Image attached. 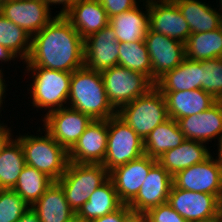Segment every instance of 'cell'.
Instances as JSON below:
<instances>
[{"mask_svg":"<svg viewBox=\"0 0 222 222\" xmlns=\"http://www.w3.org/2000/svg\"><path fill=\"white\" fill-rule=\"evenodd\" d=\"M50 8L53 4H62V10L56 15H65L79 0H43Z\"/></svg>","mask_w":222,"mask_h":222,"instance_id":"cell-39","label":"cell"},{"mask_svg":"<svg viewBox=\"0 0 222 222\" xmlns=\"http://www.w3.org/2000/svg\"><path fill=\"white\" fill-rule=\"evenodd\" d=\"M201 89L222 101V58L201 61Z\"/></svg>","mask_w":222,"mask_h":222,"instance_id":"cell-34","label":"cell"},{"mask_svg":"<svg viewBox=\"0 0 222 222\" xmlns=\"http://www.w3.org/2000/svg\"><path fill=\"white\" fill-rule=\"evenodd\" d=\"M46 133L41 135H19L16 139L23 149L26 165L46 174L57 182L65 173L69 163L68 151L58 144L52 136Z\"/></svg>","mask_w":222,"mask_h":222,"instance_id":"cell-3","label":"cell"},{"mask_svg":"<svg viewBox=\"0 0 222 222\" xmlns=\"http://www.w3.org/2000/svg\"><path fill=\"white\" fill-rule=\"evenodd\" d=\"M211 156L204 143L186 139L181 145L165 152L157 159L171 175L175 176L192 165L204 162Z\"/></svg>","mask_w":222,"mask_h":222,"instance_id":"cell-25","label":"cell"},{"mask_svg":"<svg viewBox=\"0 0 222 222\" xmlns=\"http://www.w3.org/2000/svg\"><path fill=\"white\" fill-rule=\"evenodd\" d=\"M173 184L182 190L215 195L222 202V166L211 155L173 176Z\"/></svg>","mask_w":222,"mask_h":222,"instance_id":"cell-10","label":"cell"},{"mask_svg":"<svg viewBox=\"0 0 222 222\" xmlns=\"http://www.w3.org/2000/svg\"><path fill=\"white\" fill-rule=\"evenodd\" d=\"M16 222H40L37 213L30 207Z\"/></svg>","mask_w":222,"mask_h":222,"instance_id":"cell-40","label":"cell"},{"mask_svg":"<svg viewBox=\"0 0 222 222\" xmlns=\"http://www.w3.org/2000/svg\"><path fill=\"white\" fill-rule=\"evenodd\" d=\"M149 29L176 39L184 44L191 34L188 22L184 19L173 0H158L148 6Z\"/></svg>","mask_w":222,"mask_h":222,"instance_id":"cell-18","label":"cell"},{"mask_svg":"<svg viewBox=\"0 0 222 222\" xmlns=\"http://www.w3.org/2000/svg\"><path fill=\"white\" fill-rule=\"evenodd\" d=\"M100 73L107 99L116 111L123 105L145 95L155 86L145 75L120 65Z\"/></svg>","mask_w":222,"mask_h":222,"instance_id":"cell-8","label":"cell"},{"mask_svg":"<svg viewBox=\"0 0 222 222\" xmlns=\"http://www.w3.org/2000/svg\"><path fill=\"white\" fill-rule=\"evenodd\" d=\"M117 115L144 141L168 117L165 96L154 86L145 95L123 105Z\"/></svg>","mask_w":222,"mask_h":222,"instance_id":"cell-5","label":"cell"},{"mask_svg":"<svg viewBox=\"0 0 222 222\" xmlns=\"http://www.w3.org/2000/svg\"><path fill=\"white\" fill-rule=\"evenodd\" d=\"M218 222H222V211L219 213V221Z\"/></svg>","mask_w":222,"mask_h":222,"instance_id":"cell-50","label":"cell"},{"mask_svg":"<svg viewBox=\"0 0 222 222\" xmlns=\"http://www.w3.org/2000/svg\"><path fill=\"white\" fill-rule=\"evenodd\" d=\"M166 99L168 117L174 120L208 110L217 100L202 89L161 92Z\"/></svg>","mask_w":222,"mask_h":222,"instance_id":"cell-21","label":"cell"},{"mask_svg":"<svg viewBox=\"0 0 222 222\" xmlns=\"http://www.w3.org/2000/svg\"><path fill=\"white\" fill-rule=\"evenodd\" d=\"M219 221V214L214 217H210L207 219H201V220H196V221H191V222H218Z\"/></svg>","mask_w":222,"mask_h":222,"instance_id":"cell-45","label":"cell"},{"mask_svg":"<svg viewBox=\"0 0 222 222\" xmlns=\"http://www.w3.org/2000/svg\"><path fill=\"white\" fill-rule=\"evenodd\" d=\"M172 185V175L159 162H156L128 207L133 212L146 213L153 207L165 204L168 202Z\"/></svg>","mask_w":222,"mask_h":222,"instance_id":"cell-14","label":"cell"},{"mask_svg":"<svg viewBox=\"0 0 222 222\" xmlns=\"http://www.w3.org/2000/svg\"><path fill=\"white\" fill-rule=\"evenodd\" d=\"M4 74H3V71H2V69H0V109H1V106L3 105V99H4V93H6V86L7 85H5L6 83H4V82H6L5 81V79H3V76Z\"/></svg>","mask_w":222,"mask_h":222,"instance_id":"cell-43","label":"cell"},{"mask_svg":"<svg viewBox=\"0 0 222 222\" xmlns=\"http://www.w3.org/2000/svg\"><path fill=\"white\" fill-rule=\"evenodd\" d=\"M119 42L108 24L102 30L84 39V66L102 72L118 65Z\"/></svg>","mask_w":222,"mask_h":222,"instance_id":"cell-13","label":"cell"},{"mask_svg":"<svg viewBox=\"0 0 222 222\" xmlns=\"http://www.w3.org/2000/svg\"><path fill=\"white\" fill-rule=\"evenodd\" d=\"M64 16L83 39L109 24V18L99 0H79Z\"/></svg>","mask_w":222,"mask_h":222,"instance_id":"cell-20","label":"cell"},{"mask_svg":"<svg viewBox=\"0 0 222 222\" xmlns=\"http://www.w3.org/2000/svg\"><path fill=\"white\" fill-rule=\"evenodd\" d=\"M50 10L43 0H11L2 3L1 14L32 37L54 18Z\"/></svg>","mask_w":222,"mask_h":222,"instance_id":"cell-15","label":"cell"},{"mask_svg":"<svg viewBox=\"0 0 222 222\" xmlns=\"http://www.w3.org/2000/svg\"><path fill=\"white\" fill-rule=\"evenodd\" d=\"M106 11L108 18L136 7L139 3L135 0H99Z\"/></svg>","mask_w":222,"mask_h":222,"instance_id":"cell-37","label":"cell"},{"mask_svg":"<svg viewBox=\"0 0 222 222\" xmlns=\"http://www.w3.org/2000/svg\"><path fill=\"white\" fill-rule=\"evenodd\" d=\"M92 120L87 114L65 107L47 113L42 121L52 138L69 151Z\"/></svg>","mask_w":222,"mask_h":222,"instance_id":"cell-11","label":"cell"},{"mask_svg":"<svg viewBox=\"0 0 222 222\" xmlns=\"http://www.w3.org/2000/svg\"><path fill=\"white\" fill-rule=\"evenodd\" d=\"M185 140L186 138L179 129L177 121L168 118L146 137L144 151L151 158L158 159L168 150L181 145Z\"/></svg>","mask_w":222,"mask_h":222,"instance_id":"cell-29","label":"cell"},{"mask_svg":"<svg viewBox=\"0 0 222 222\" xmlns=\"http://www.w3.org/2000/svg\"><path fill=\"white\" fill-rule=\"evenodd\" d=\"M155 87L160 92L201 89V61L185 58L179 66L162 76Z\"/></svg>","mask_w":222,"mask_h":222,"instance_id":"cell-28","label":"cell"},{"mask_svg":"<svg viewBox=\"0 0 222 222\" xmlns=\"http://www.w3.org/2000/svg\"><path fill=\"white\" fill-rule=\"evenodd\" d=\"M26 68L27 72L31 71L34 79L29 88L32 106L45 110L48 108L46 114L67 107L64 105L68 102L72 72L42 67Z\"/></svg>","mask_w":222,"mask_h":222,"instance_id":"cell-6","label":"cell"},{"mask_svg":"<svg viewBox=\"0 0 222 222\" xmlns=\"http://www.w3.org/2000/svg\"><path fill=\"white\" fill-rule=\"evenodd\" d=\"M138 6L109 18L119 43L144 41L149 29V10L146 4L143 5L146 11H141Z\"/></svg>","mask_w":222,"mask_h":222,"instance_id":"cell-23","label":"cell"},{"mask_svg":"<svg viewBox=\"0 0 222 222\" xmlns=\"http://www.w3.org/2000/svg\"><path fill=\"white\" fill-rule=\"evenodd\" d=\"M54 183L46 174L26 165L19 175L13 190L30 206Z\"/></svg>","mask_w":222,"mask_h":222,"instance_id":"cell-31","label":"cell"},{"mask_svg":"<svg viewBox=\"0 0 222 222\" xmlns=\"http://www.w3.org/2000/svg\"><path fill=\"white\" fill-rule=\"evenodd\" d=\"M139 1H141V0H139ZM144 1V0H143ZM146 2H144L143 3V5L146 3V5H151V4H153L155 1H158V0H145ZM135 2H137L136 0H135Z\"/></svg>","mask_w":222,"mask_h":222,"instance_id":"cell-47","label":"cell"},{"mask_svg":"<svg viewBox=\"0 0 222 222\" xmlns=\"http://www.w3.org/2000/svg\"><path fill=\"white\" fill-rule=\"evenodd\" d=\"M109 179L102 164L69 162L57 183L62 187L68 205L77 213L89 196Z\"/></svg>","mask_w":222,"mask_h":222,"instance_id":"cell-4","label":"cell"},{"mask_svg":"<svg viewBox=\"0 0 222 222\" xmlns=\"http://www.w3.org/2000/svg\"><path fill=\"white\" fill-rule=\"evenodd\" d=\"M132 212V210L128 207V204H123L116 211L104 215L100 218H96L89 222H125L126 217Z\"/></svg>","mask_w":222,"mask_h":222,"instance_id":"cell-38","label":"cell"},{"mask_svg":"<svg viewBox=\"0 0 222 222\" xmlns=\"http://www.w3.org/2000/svg\"><path fill=\"white\" fill-rule=\"evenodd\" d=\"M67 103L93 120H108L117 114L107 99L101 73L85 66L71 74Z\"/></svg>","mask_w":222,"mask_h":222,"instance_id":"cell-2","label":"cell"},{"mask_svg":"<svg viewBox=\"0 0 222 222\" xmlns=\"http://www.w3.org/2000/svg\"><path fill=\"white\" fill-rule=\"evenodd\" d=\"M125 222H149L147 215L140 212H131L125 219Z\"/></svg>","mask_w":222,"mask_h":222,"instance_id":"cell-41","label":"cell"},{"mask_svg":"<svg viewBox=\"0 0 222 222\" xmlns=\"http://www.w3.org/2000/svg\"><path fill=\"white\" fill-rule=\"evenodd\" d=\"M26 67L73 72L84 67V39L63 15H56L31 37Z\"/></svg>","mask_w":222,"mask_h":222,"instance_id":"cell-1","label":"cell"},{"mask_svg":"<svg viewBox=\"0 0 222 222\" xmlns=\"http://www.w3.org/2000/svg\"><path fill=\"white\" fill-rule=\"evenodd\" d=\"M2 1L0 0V14H1V10H2Z\"/></svg>","mask_w":222,"mask_h":222,"instance_id":"cell-51","label":"cell"},{"mask_svg":"<svg viewBox=\"0 0 222 222\" xmlns=\"http://www.w3.org/2000/svg\"><path fill=\"white\" fill-rule=\"evenodd\" d=\"M152 66V83L179 66L186 58L185 44L148 29L144 39Z\"/></svg>","mask_w":222,"mask_h":222,"instance_id":"cell-9","label":"cell"},{"mask_svg":"<svg viewBox=\"0 0 222 222\" xmlns=\"http://www.w3.org/2000/svg\"><path fill=\"white\" fill-rule=\"evenodd\" d=\"M179 129L186 139L207 143L222 134V101L208 110L177 119Z\"/></svg>","mask_w":222,"mask_h":222,"instance_id":"cell-19","label":"cell"},{"mask_svg":"<svg viewBox=\"0 0 222 222\" xmlns=\"http://www.w3.org/2000/svg\"><path fill=\"white\" fill-rule=\"evenodd\" d=\"M184 19L188 22L191 33L214 31L222 27L220 11L199 0H173ZM206 3V4H205Z\"/></svg>","mask_w":222,"mask_h":222,"instance_id":"cell-27","label":"cell"},{"mask_svg":"<svg viewBox=\"0 0 222 222\" xmlns=\"http://www.w3.org/2000/svg\"><path fill=\"white\" fill-rule=\"evenodd\" d=\"M149 222H188L168 203L149 209L146 213Z\"/></svg>","mask_w":222,"mask_h":222,"instance_id":"cell-36","label":"cell"},{"mask_svg":"<svg viewBox=\"0 0 222 222\" xmlns=\"http://www.w3.org/2000/svg\"><path fill=\"white\" fill-rule=\"evenodd\" d=\"M11 128L3 131V149L0 157V189H13L22 169L26 166L20 142L11 134Z\"/></svg>","mask_w":222,"mask_h":222,"instance_id":"cell-24","label":"cell"},{"mask_svg":"<svg viewBox=\"0 0 222 222\" xmlns=\"http://www.w3.org/2000/svg\"><path fill=\"white\" fill-rule=\"evenodd\" d=\"M219 3L221 4V5H219L220 6L219 10H221V12H222V0H219ZM220 16H221V19H222V13H220Z\"/></svg>","mask_w":222,"mask_h":222,"instance_id":"cell-49","label":"cell"},{"mask_svg":"<svg viewBox=\"0 0 222 222\" xmlns=\"http://www.w3.org/2000/svg\"><path fill=\"white\" fill-rule=\"evenodd\" d=\"M29 208L13 189H0V222H16Z\"/></svg>","mask_w":222,"mask_h":222,"instance_id":"cell-35","label":"cell"},{"mask_svg":"<svg viewBox=\"0 0 222 222\" xmlns=\"http://www.w3.org/2000/svg\"><path fill=\"white\" fill-rule=\"evenodd\" d=\"M118 65L139 72L152 82V66L145 41L119 43Z\"/></svg>","mask_w":222,"mask_h":222,"instance_id":"cell-32","label":"cell"},{"mask_svg":"<svg viewBox=\"0 0 222 222\" xmlns=\"http://www.w3.org/2000/svg\"><path fill=\"white\" fill-rule=\"evenodd\" d=\"M123 203L110 179L98 187L76 213V222H89L119 209Z\"/></svg>","mask_w":222,"mask_h":222,"instance_id":"cell-26","label":"cell"},{"mask_svg":"<svg viewBox=\"0 0 222 222\" xmlns=\"http://www.w3.org/2000/svg\"><path fill=\"white\" fill-rule=\"evenodd\" d=\"M167 203L188 222L214 217L222 211V202L215 195L182 190L174 184Z\"/></svg>","mask_w":222,"mask_h":222,"instance_id":"cell-12","label":"cell"},{"mask_svg":"<svg viewBox=\"0 0 222 222\" xmlns=\"http://www.w3.org/2000/svg\"><path fill=\"white\" fill-rule=\"evenodd\" d=\"M1 112V111H0ZM7 128V125L0 123V134Z\"/></svg>","mask_w":222,"mask_h":222,"instance_id":"cell-48","label":"cell"},{"mask_svg":"<svg viewBox=\"0 0 222 222\" xmlns=\"http://www.w3.org/2000/svg\"><path fill=\"white\" fill-rule=\"evenodd\" d=\"M17 56L13 54L9 49L0 45V61L2 62H9L11 60L16 59Z\"/></svg>","mask_w":222,"mask_h":222,"instance_id":"cell-42","label":"cell"},{"mask_svg":"<svg viewBox=\"0 0 222 222\" xmlns=\"http://www.w3.org/2000/svg\"><path fill=\"white\" fill-rule=\"evenodd\" d=\"M156 162L157 159L144 154L109 172V179L123 204H129L136 197L148 172Z\"/></svg>","mask_w":222,"mask_h":222,"instance_id":"cell-16","label":"cell"},{"mask_svg":"<svg viewBox=\"0 0 222 222\" xmlns=\"http://www.w3.org/2000/svg\"><path fill=\"white\" fill-rule=\"evenodd\" d=\"M218 158L216 156L215 160L222 166V134L221 137L218 139Z\"/></svg>","mask_w":222,"mask_h":222,"instance_id":"cell-44","label":"cell"},{"mask_svg":"<svg viewBox=\"0 0 222 222\" xmlns=\"http://www.w3.org/2000/svg\"><path fill=\"white\" fill-rule=\"evenodd\" d=\"M0 45L25 62L31 50V36L21 27L0 14Z\"/></svg>","mask_w":222,"mask_h":222,"instance_id":"cell-33","label":"cell"},{"mask_svg":"<svg viewBox=\"0 0 222 222\" xmlns=\"http://www.w3.org/2000/svg\"><path fill=\"white\" fill-rule=\"evenodd\" d=\"M40 222H76V213L66 200L62 187L54 182L31 207Z\"/></svg>","mask_w":222,"mask_h":222,"instance_id":"cell-22","label":"cell"},{"mask_svg":"<svg viewBox=\"0 0 222 222\" xmlns=\"http://www.w3.org/2000/svg\"><path fill=\"white\" fill-rule=\"evenodd\" d=\"M107 151L102 165L111 170L145 154L142 138L117 114L107 120Z\"/></svg>","mask_w":222,"mask_h":222,"instance_id":"cell-7","label":"cell"},{"mask_svg":"<svg viewBox=\"0 0 222 222\" xmlns=\"http://www.w3.org/2000/svg\"><path fill=\"white\" fill-rule=\"evenodd\" d=\"M107 120H92L68 151L69 162L102 164L107 151Z\"/></svg>","mask_w":222,"mask_h":222,"instance_id":"cell-17","label":"cell"},{"mask_svg":"<svg viewBox=\"0 0 222 222\" xmlns=\"http://www.w3.org/2000/svg\"><path fill=\"white\" fill-rule=\"evenodd\" d=\"M186 58L203 61L222 58V27L202 33H191L185 43Z\"/></svg>","mask_w":222,"mask_h":222,"instance_id":"cell-30","label":"cell"},{"mask_svg":"<svg viewBox=\"0 0 222 222\" xmlns=\"http://www.w3.org/2000/svg\"><path fill=\"white\" fill-rule=\"evenodd\" d=\"M3 149V132L0 134V157Z\"/></svg>","mask_w":222,"mask_h":222,"instance_id":"cell-46","label":"cell"}]
</instances>
